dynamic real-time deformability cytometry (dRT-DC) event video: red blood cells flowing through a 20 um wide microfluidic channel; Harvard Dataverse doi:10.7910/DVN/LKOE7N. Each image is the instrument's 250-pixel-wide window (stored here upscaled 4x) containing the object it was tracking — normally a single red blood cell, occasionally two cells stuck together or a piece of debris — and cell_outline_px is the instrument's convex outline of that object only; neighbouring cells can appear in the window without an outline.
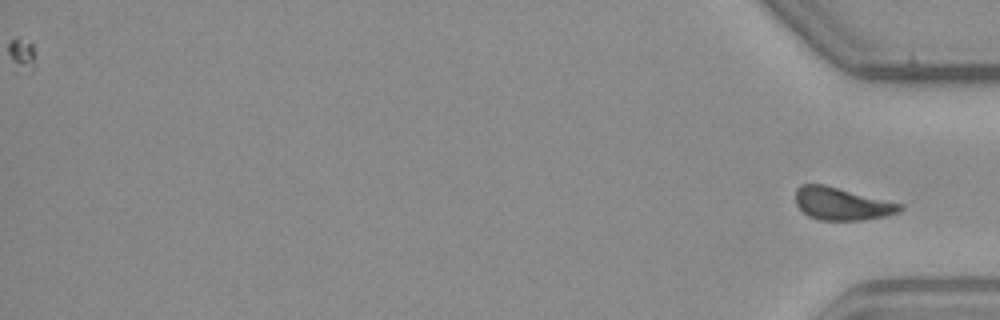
{"species": "common noctule bat (a hibernating species)", "species_latin": "Nyctalus noctula", "temperature_condition": "warm", "stored_images_in_passage": 41, "camera_frame_rate_fps": 3000, "um_per_image_px": 0.085, "animal": {"sex": "male", "body_mass_g": 23.1, "forearm_length_mm": 52.7}, "frame": {"image": 1, "passage_image": 41, "time_ms": 13.333, "image_size_px": [1000, 320], "cell_outline_px": [[904, 208], [900, 212], [884, 216], [864, 220], [820, 220], [808, 216], [796, 204], [796, 188], [800, 184], [824, 184], [904, 204]], "centroid_in_image_um": [71.57, 17.31], "position_along_channel_um": 363.6, "area_um2": 19.94}}